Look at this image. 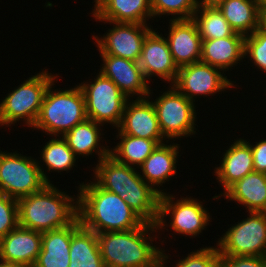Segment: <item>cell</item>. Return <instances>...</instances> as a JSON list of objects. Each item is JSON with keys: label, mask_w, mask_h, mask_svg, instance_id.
I'll use <instances>...</instances> for the list:
<instances>
[{"label": "cell", "mask_w": 266, "mask_h": 267, "mask_svg": "<svg viewBox=\"0 0 266 267\" xmlns=\"http://www.w3.org/2000/svg\"><path fill=\"white\" fill-rule=\"evenodd\" d=\"M168 89L151 101L162 135L168 142L188 136L191 138L192 135L197 134L195 127L198 115L196 105L172 85H169Z\"/></svg>", "instance_id": "9c48e42d"}, {"label": "cell", "mask_w": 266, "mask_h": 267, "mask_svg": "<svg viewBox=\"0 0 266 267\" xmlns=\"http://www.w3.org/2000/svg\"><path fill=\"white\" fill-rule=\"evenodd\" d=\"M104 125L97 123L93 120L86 119L84 122L77 124L68 133H66L63 138L66 140L68 147L74 152L75 156L78 158L89 157V155L98 156V162L103 158L110 155V147L103 143L102 132L104 129L101 127ZM103 130V131H102ZM102 133V134H101ZM102 140V141H101ZM109 147V148H108ZM94 152V153H93Z\"/></svg>", "instance_id": "d4e9b609"}, {"label": "cell", "mask_w": 266, "mask_h": 267, "mask_svg": "<svg viewBox=\"0 0 266 267\" xmlns=\"http://www.w3.org/2000/svg\"><path fill=\"white\" fill-rule=\"evenodd\" d=\"M93 180L103 189L119 195L146 223L157 224L161 194L137 172L112 156L93 167Z\"/></svg>", "instance_id": "6da1fadb"}, {"label": "cell", "mask_w": 266, "mask_h": 267, "mask_svg": "<svg viewBox=\"0 0 266 267\" xmlns=\"http://www.w3.org/2000/svg\"><path fill=\"white\" fill-rule=\"evenodd\" d=\"M157 29L151 30L143 42L142 51L138 60L144 77L149 81L152 76L161 78L165 83L172 85L179 68L175 64L170 52L169 44L163 34Z\"/></svg>", "instance_id": "5bb4252c"}, {"label": "cell", "mask_w": 266, "mask_h": 267, "mask_svg": "<svg viewBox=\"0 0 266 267\" xmlns=\"http://www.w3.org/2000/svg\"><path fill=\"white\" fill-rule=\"evenodd\" d=\"M19 225L18 201L0 193V239Z\"/></svg>", "instance_id": "836d02e7"}, {"label": "cell", "mask_w": 266, "mask_h": 267, "mask_svg": "<svg viewBox=\"0 0 266 267\" xmlns=\"http://www.w3.org/2000/svg\"><path fill=\"white\" fill-rule=\"evenodd\" d=\"M163 249L161 255V267H167L169 255ZM187 256V257H186ZM185 256L181 257L173 267H220V254L217 245L206 246L196 251H191Z\"/></svg>", "instance_id": "4dcf8cb0"}, {"label": "cell", "mask_w": 266, "mask_h": 267, "mask_svg": "<svg viewBox=\"0 0 266 267\" xmlns=\"http://www.w3.org/2000/svg\"><path fill=\"white\" fill-rule=\"evenodd\" d=\"M221 71L217 67L198 61L180 67L172 86L189 100L195 102L197 96H213L236 87L234 81H231V78L228 79L225 72Z\"/></svg>", "instance_id": "7c38bea8"}, {"label": "cell", "mask_w": 266, "mask_h": 267, "mask_svg": "<svg viewBox=\"0 0 266 267\" xmlns=\"http://www.w3.org/2000/svg\"><path fill=\"white\" fill-rule=\"evenodd\" d=\"M99 22L109 23L110 26L113 24L103 37L92 34L100 55H112L138 62L143 42L153 26L125 22Z\"/></svg>", "instance_id": "4fadbf2b"}, {"label": "cell", "mask_w": 266, "mask_h": 267, "mask_svg": "<svg viewBox=\"0 0 266 267\" xmlns=\"http://www.w3.org/2000/svg\"><path fill=\"white\" fill-rule=\"evenodd\" d=\"M52 183L36 158L0 150V193L18 200Z\"/></svg>", "instance_id": "52a82bcc"}, {"label": "cell", "mask_w": 266, "mask_h": 267, "mask_svg": "<svg viewBox=\"0 0 266 267\" xmlns=\"http://www.w3.org/2000/svg\"><path fill=\"white\" fill-rule=\"evenodd\" d=\"M0 267H26V266L15 262H8L0 259Z\"/></svg>", "instance_id": "74e56055"}, {"label": "cell", "mask_w": 266, "mask_h": 267, "mask_svg": "<svg viewBox=\"0 0 266 267\" xmlns=\"http://www.w3.org/2000/svg\"><path fill=\"white\" fill-rule=\"evenodd\" d=\"M78 217L81 225L98 233L133 230L145 221L119 195L101 188L94 180L79 184Z\"/></svg>", "instance_id": "7a4b0ae2"}, {"label": "cell", "mask_w": 266, "mask_h": 267, "mask_svg": "<svg viewBox=\"0 0 266 267\" xmlns=\"http://www.w3.org/2000/svg\"><path fill=\"white\" fill-rule=\"evenodd\" d=\"M116 134L117 140L120 139V141L110 148V156L119 163L137 169L159 146L155 140L122 134L119 131Z\"/></svg>", "instance_id": "4316f807"}, {"label": "cell", "mask_w": 266, "mask_h": 267, "mask_svg": "<svg viewBox=\"0 0 266 267\" xmlns=\"http://www.w3.org/2000/svg\"><path fill=\"white\" fill-rule=\"evenodd\" d=\"M192 19L201 39L225 38L235 33L218 7L198 6Z\"/></svg>", "instance_id": "f546056e"}, {"label": "cell", "mask_w": 266, "mask_h": 267, "mask_svg": "<svg viewBox=\"0 0 266 267\" xmlns=\"http://www.w3.org/2000/svg\"><path fill=\"white\" fill-rule=\"evenodd\" d=\"M253 156V168L255 172L266 174V139H260L255 144L248 141Z\"/></svg>", "instance_id": "d590c367"}, {"label": "cell", "mask_w": 266, "mask_h": 267, "mask_svg": "<svg viewBox=\"0 0 266 267\" xmlns=\"http://www.w3.org/2000/svg\"><path fill=\"white\" fill-rule=\"evenodd\" d=\"M46 144V145H45ZM43 145V148L40 151L41 159L38 161L43 162L44 168L50 172H69V170H73L74 166H76V160L78 159L74 152L68 147L66 140L61 136H52Z\"/></svg>", "instance_id": "f1b7e54d"}, {"label": "cell", "mask_w": 266, "mask_h": 267, "mask_svg": "<svg viewBox=\"0 0 266 267\" xmlns=\"http://www.w3.org/2000/svg\"><path fill=\"white\" fill-rule=\"evenodd\" d=\"M169 193L160 196L157 229L164 231L165 227H170V230L175 232L174 234L190 236L191 238L198 237L207 228L206 226L212 222V216L209 215L208 208H205L203 202L194 197L181 196L175 200L176 196ZM166 216L171 218L168 222L170 225L167 223Z\"/></svg>", "instance_id": "ba28073f"}, {"label": "cell", "mask_w": 266, "mask_h": 267, "mask_svg": "<svg viewBox=\"0 0 266 267\" xmlns=\"http://www.w3.org/2000/svg\"><path fill=\"white\" fill-rule=\"evenodd\" d=\"M150 2L153 20L154 17L160 18L166 14L173 16L170 20L192 19L198 7L197 0H150Z\"/></svg>", "instance_id": "1f68e13d"}, {"label": "cell", "mask_w": 266, "mask_h": 267, "mask_svg": "<svg viewBox=\"0 0 266 267\" xmlns=\"http://www.w3.org/2000/svg\"><path fill=\"white\" fill-rule=\"evenodd\" d=\"M69 267H105L96 233L81 226L71 237Z\"/></svg>", "instance_id": "83f0119b"}, {"label": "cell", "mask_w": 266, "mask_h": 267, "mask_svg": "<svg viewBox=\"0 0 266 267\" xmlns=\"http://www.w3.org/2000/svg\"><path fill=\"white\" fill-rule=\"evenodd\" d=\"M225 0H197L198 6L218 7Z\"/></svg>", "instance_id": "8d00e7d4"}, {"label": "cell", "mask_w": 266, "mask_h": 267, "mask_svg": "<svg viewBox=\"0 0 266 267\" xmlns=\"http://www.w3.org/2000/svg\"><path fill=\"white\" fill-rule=\"evenodd\" d=\"M218 8L239 34L247 36L260 27L261 11L255 0H225Z\"/></svg>", "instance_id": "484cf974"}, {"label": "cell", "mask_w": 266, "mask_h": 267, "mask_svg": "<svg viewBox=\"0 0 266 267\" xmlns=\"http://www.w3.org/2000/svg\"><path fill=\"white\" fill-rule=\"evenodd\" d=\"M95 21L147 24L153 20L150 0H94Z\"/></svg>", "instance_id": "44dd1931"}, {"label": "cell", "mask_w": 266, "mask_h": 267, "mask_svg": "<svg viewBox=\"0 0 266 267\" xmlns=\"http://www.w3.org/2000/svg\"><path fill=\"white\" fill-rule=\"evenodd\" d=\"M230 145L222 153L220 164L215 167L213 174L224 192L236 181L254 171L252 150L247 140L239 138Z\"/></svg>", "instance_id": "d6986e66"}, {"label": "cell", "mask_w": 266, "mask_h": 267, "mask_svg": "<svg viewBox=\"0 0 266 267\" xmlns=\"http://www.w3.org/2000/svg\"><path fill=\"white\" fill-rule=\"evenodd\" d=\"M179 148L180 144L173 142L168 145V141H166V143L160 144L138 167L139 170L141 169V177L161 195L167 191L160 189V186L163 187L162 184L168 182L174 174L176 175Z\"/></svg>", "instance_id": "ffe728a7"}, {"label": "cell", "mask_w": 266, "mask_h": 267, "mask_svg": "<svg viewBox=\"0 0 266 267\" xmlns=\"http://www.w3.org/2000/svg\"><path fill=\"white\" fill-rule=\"evenodd\" d=\"M218 238L220 256L266 257V212H248Z\"/></svg>", "instance_id": "8fae6325"}, {"label": "cell", "mask_w": 266, "mask_h": 267, "mask_svg": "<svg viewBox=\"0 0 266 267\" xmlns=\"http://www.w3.org/2000/svg\"><path fill=\"white\" fill-rule=\"evenodd\" d=\"M54 82L57 83V79L45 91L39 116L32 129L41 130L51 137H63L87 119L85 98L78 84L62 90L55 89Z\"/></svg>", "instance_id": "5b68a950"}, {"label": "cell", "mask_w": 266, "mask_h": 267, "mask_svg": "<svg viewBox=\"0 0 266 267\" xmlns=\"http://www.w3.org/2000/svg\"><path fill=\"white\" fill-rule=\"evenodd\" d=\"M102 58L100 71L111 79L129 99H144L153 93L138 62L112 55H99ZM137 96V97H135Z\"/></svg>", "instance_id": "9a60e30c"}, {"label": "cell", "mask_w": 266, "mask_h": 267, "mask_svg": "<svg viewBox=\"0 0 266 267\" xmlns=\"http://www.w3.org/2000/svg\"><path fill=\"white\" fill-rule=\"evenodd\" d=\"M255 1L258 4L260 11L266 9V0H255Z\"/></svg>", "instance_id": "ab89813d"}, {"label": "cell", "mask_w": 266, "mask_h": 267, "mask_svg": "<svg viewBox=\"0 0 266 267\" xmlns=\"http://www.w3.org/2000/svg\"><path fill=\"white\" fill-rule=\"evenodd\" d=\"M78 85L85 98L87 119L102 125L108 123L116 129L120 125L129 98L101 72L97 73L93 81H83Z\"/></svg>", "instance_id": "30bf717a"}, {"label": "cell", "mask_w": 266, "mask_h": 267, "mask_svg": "<svg viewBox=\"0 0 266 267\" xmlns=\"http://www.w3.org/2000/svg\"><path fill=\"white\" fill-rule=\"evenodd\" d=\"M154 232L157 226L145 222L133 230L96 234L105 267H161L163 248L153 245L161 237Z\"/></svg>", "instance_id": "3957f363"}, {"label": "cell", "mask_w": 266, "mask_h": 267, "mask_svg": "<svg viewBox=\"0 0 266 267\" xmlns=\"http://www.w3.org/2000/svg\"><path fill=\"white\" fill-rule=\"evenodd\" d=\"M223 196L244 206L246 212H266V174L253 171L212 199Z\"/></svg>", "instance_id": "cb8c5ba5"}, {"label": "cell", "mask_w": 266, "mask_h": 267, "mask_svg": "<svg viewBox=\"0 0 266 267\" xmlns=\"http://www.w3.org/2000/svg\"><path fill=\"white\" fill-rule=\"evenodd\" d=\"M150 95L144 99H129L126 102L120 125V133L155 140L159 145L165 143L155 108Z\"/></svg>", "instance_id": "2e32d148"}, {"label": "cell", "mask_w": 266, "mask_h": 267, "mask_svg": "<svg viewBox=\"0 0 266 267\" xmlns=\"http://www.w3.org/2000/svg\"><path fill=\"white\" fill-rule=\"evenodd\" d=\"M260 27L266 31V9L261 11Z\"/></svg>", "instance_id": "f35d334b"}, {"label": "cell", "mask_w": 266, "mask_h": 267, "mask_svg": "<svg viewBox=\"0 0 266 267\" xmlns=\"http://www.w3.org/2000/svg\"><path fill=\"white\" fill-rule=\"evenodd\" d=\"M69 196L54 184L18 199L19 225L46 232L70 225L78 217V196Z\"/></svg>", "instance_id": "277c9868"}, {"label": "cell", "mask_w": 266, "mask_h": 267, "mask_svg": "<svg viewBox=\"0 0 266 267\" xmlns=\"http://www.w3.org/2000/svg\"><path fill=\"white\" fill-rule=\"evenodd\" d=\"M245 58H248L257 69H260L259 71L266 73V31L261 27L252 34L245 36Z\"/></svg>", "instance_id": "d6a6232c"}, {"label": "cell", "mask_w": 266, "mask_h": 267, "mask_svg": "<svg viewBox=\"0 0 266 267\" xmlns=\"http://www.w3.org/2000/svg\"><path fill=\"white\" fill-rule=\"evenodd\" d=\"M57 76V73L53 75L43 69L3 97L0 102V126L9 127L23 121L32 129L39 116L45 91L52 81L58 79Z\"/></svg>", "instance_id": "8992f818"}, {"label": "cell", "mask_w": 266, "mask_h": 267, "mask_svg": "<svg viewBox=\"0 0 266 267\" xmlns=\"http://www.w3.org/2000/svg\"><path fill=\"white\" fill-rule=\"evenodd\" d=\"M42 233L18 225L0 239V259L33 267L41 251Z\"/></svg>", "instance_id": "ac0fdd59"}, {"label": "cell", "mask_w": 266, "mask_h": 267, "mask_svg": "<svg viewBox=\"0 0 266 267\" xmlns=\"http://www.w3.org/2000/svg\"><path fill=\"white\" fill-rule=\"evenodd\" d=\"M220 267H266L262 256H220Z\"/></svg>", "instance_id": "e575fe53"}, {"label": "cell", "mask_w": 266, "mask_h": 267, "mask_svg": "<svg viewBox=\"0 0 266 267\" xmlns=\"http://www.w3.org/2000/svg\"><path fill=\"white\" fill-rule=\"evenodd\" d=\"M81 226L77 217L66 227L43 232L41 251L33 267H69L71 237Z\"/></svg>", "instance_id": "7402d4cb"}, {"label": "cell", "mask_w": 266, "mask_h": 267, "mask_svg": "<svg viewBox=\"0 0 266 267\" xmlns=\"http://www.w3.org/2000/svg\"><path fill=\"white\" fill-rule=\"evenodd\" d=\"M167 42L178 68L200 61L202 39L193 19L169 20Z\"/></svg>", "instance_id": "e0dca14e"}, {"label": "cell", "mask_w": 266, "mask_h": 267, "mask_svg": "<svg viewBox=\"0 0 266 267\" xmlns=\"http://www.w3.org/2000/svg\"><path fill=\"white\" fill-rule=\"evenodd\" d=\"M245 36L235 32L230 37L202 39L201 62L217 67L222 72L233 69L244 58Z\"/></svg>", "instance_id": "603a6c76"}]
</instances>
